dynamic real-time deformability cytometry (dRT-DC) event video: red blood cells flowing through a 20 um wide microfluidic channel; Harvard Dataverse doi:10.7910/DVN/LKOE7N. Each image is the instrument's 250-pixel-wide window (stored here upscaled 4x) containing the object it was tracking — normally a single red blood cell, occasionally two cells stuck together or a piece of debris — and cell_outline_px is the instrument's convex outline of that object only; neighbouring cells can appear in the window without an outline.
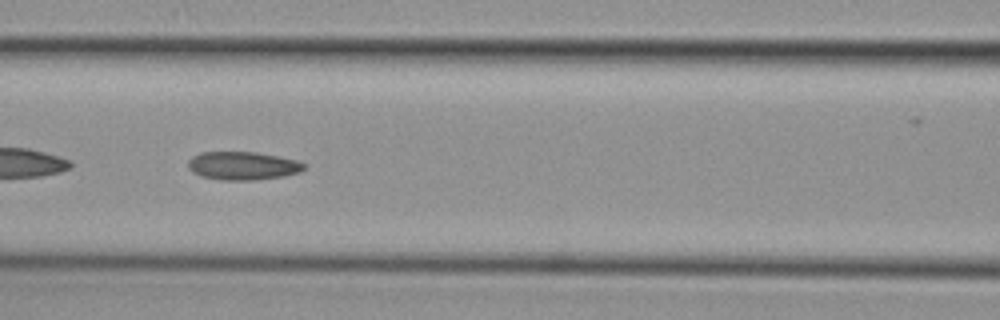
{"species": "common noctule bat (a hibernating species)", "species_latin": "Nyctalus noctula", "temperature_condition": "cold", "stored_images_in_passage": 55, "camera_frame_rate_fps": 3000, "um_per_image_px": 0.085, "animal": {"sex": "female", "body_mass_g": 29.2, "forearm_length_mm": 56.3}, "frame": {"image": 1, "passage_image": 24, "time_ms": 7.667, "image_size_px": [1000, 320], "cell_outline_px": [[304, 168], [300, 172], [284, 176], [252, 180], [220, 180], [200, 176], [192, 172], [188, 168], [188, 160], [192, 156], [200, 152], [256, 152], [296, 160], [304, 164]], "centroid_in_image_um": [20.58, 14.09], "position_along_channel_um": 146.0, "area_um2": 19.07}, "authors_computed_cell_mechanics": {"area_um2": 19.1896, "velocity_mm_per_s": 3.796, "shape_relaxation_time_tau1_ms": null, "shape_relaxation_time_tau2_ms": 7.602, "deformation_change_tau1": null, "deformation_change_tau2": 0.1574}}